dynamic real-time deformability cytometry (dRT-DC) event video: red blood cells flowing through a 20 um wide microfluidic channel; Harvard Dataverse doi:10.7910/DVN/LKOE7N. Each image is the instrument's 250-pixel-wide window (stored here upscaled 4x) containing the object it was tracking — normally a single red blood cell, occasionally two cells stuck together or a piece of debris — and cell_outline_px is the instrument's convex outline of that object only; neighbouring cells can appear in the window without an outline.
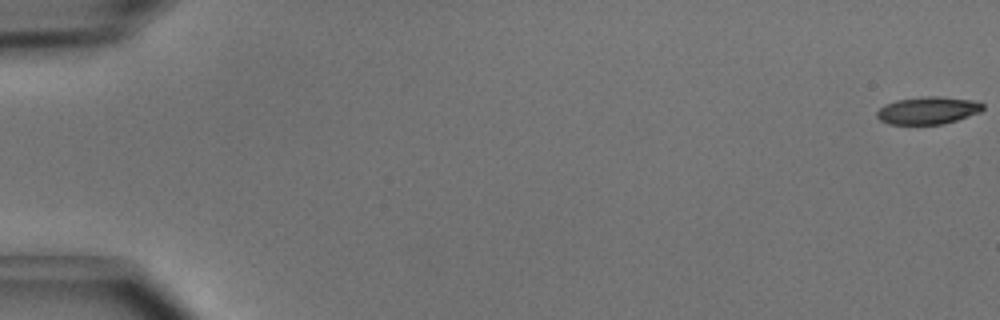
{"species": "common noctule bat (a hibernating species)", "species_latin": "Nyctalus noctula", "temperature_condition": "cold", "stored_images_in_passage": 51, "camera_frame_rate_fps": 3000, "um_per_image_px": 0.085, "animal": {"sex": "male", "body_mass_g": 15.6}, "frame": {"image": 1, "passage_image": 1, "time_ms": 0.0, "image_size_px": [1000, 320], "cell_outline_px": [[984, 108], [980, 112], [944, 124], [888, 124], [880, 120], [876, 116], [876, 112], [884, 104], [896, 100], [924, 96], [936, 96], [976, 100], [984, 104]], "centroid_in_image_um": [78.87, 9.38], "position_along_channel_um": 6.1, "area_um2": 17.05}}
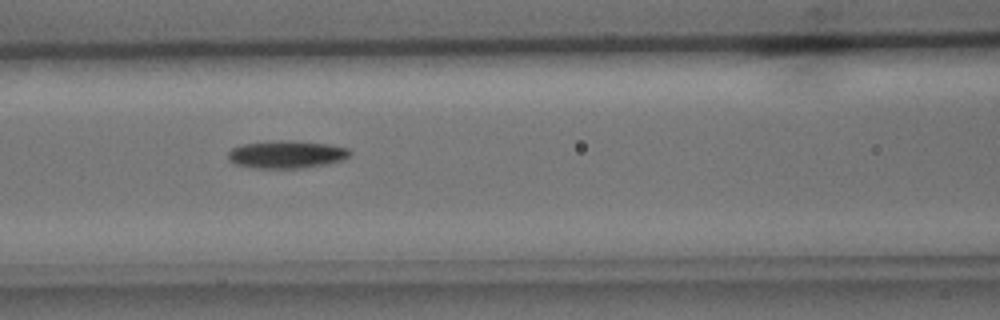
{"frame": {"image": 2, "passage_image": 23, "time_ms": 7.333, "image_size_px": [1000, 320], "cell_outline_px": [[352, 152], [344, 160], [328, 164], [304, 168], [256, 168], [236, 164], [228, 160], [228, 152], [232, 148], [244, 144], [280, 140], [292, 140], [328, 144], [352, 148]], "centroid_in_image_um": [24.42, 13.12], "position_along_channel_um": 142.2, "area_um2": 19.83}}
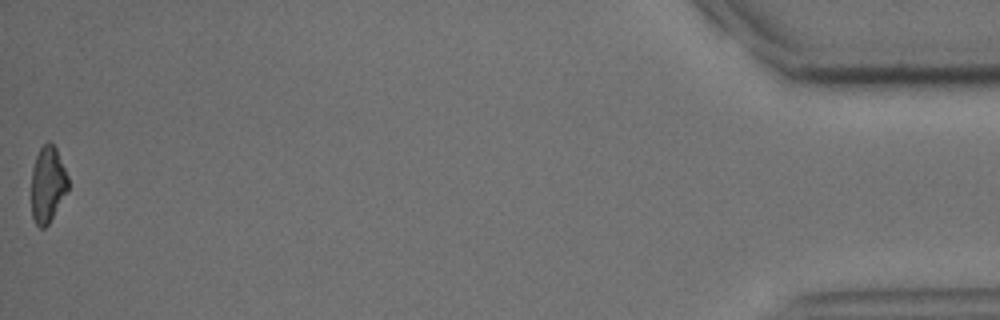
{"frame": {"image": 3, "passage_image": 51, "time_ms": 16.667, "image_size_px": [1000, 320], "cell_outline_px": [[68, 188], [48, 224], [44, 228], [40, 228], [36, 224], [32, 216], [32, 168], [36, 156], [40, 148], [48, 140], [56, 148], [68, 176]], "centroid_in_image_um": [4.04, 15.65], "position_along_channel_um": 431.2, "area_um2": 16.01}, "authors_computed_cell_mechanics": {"area_um2": 18.1492, "velocity_mm_per_s": 4.0543, "shape_relaxation_time_tau1_ms": 2.9204, "shape_relaxation_time_tau2_ms": null, "deformation_change_tau1": 0.126, "deformation_change_tau2": null}}